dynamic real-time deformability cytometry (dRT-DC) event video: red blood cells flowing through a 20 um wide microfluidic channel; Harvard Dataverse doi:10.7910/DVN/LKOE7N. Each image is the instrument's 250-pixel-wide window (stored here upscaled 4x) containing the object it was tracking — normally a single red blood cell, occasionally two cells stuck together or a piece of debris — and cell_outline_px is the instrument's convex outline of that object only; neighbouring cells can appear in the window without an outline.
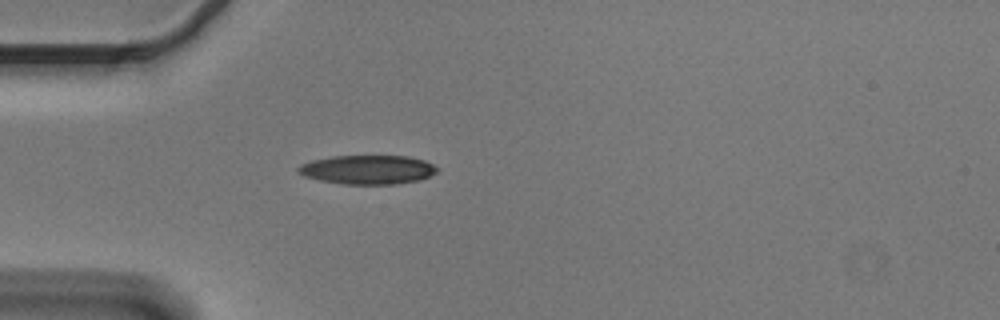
{"species": "Egyptian fruit bat (a non-hibernating species)", "species_latin": "Rousettus aegyptiacus", "temperature_condition": "cold", "stored_images_in_passage": 42, "camera_frame_rate_fps": 3000, "um_per_image_px": 0.085, "animal": {"sex": "male"}, "frame": {"image": 1, "passage_image": 3, "time_ms": 0.667, "image_size_px": [1000, 320], "cell_outline_px": [[440, 168], [436, 172], [420, 180], [396, 184], [344, 184], [320, 180], [304, 176], [296, 168], [300, 164], [312, 160], [332, 156], [408, 156], [424, 160]], "centroid_in_image_um": [31.26, 14.41], "position_along_channel_um": 53.7, "area_um2": 23.47}}
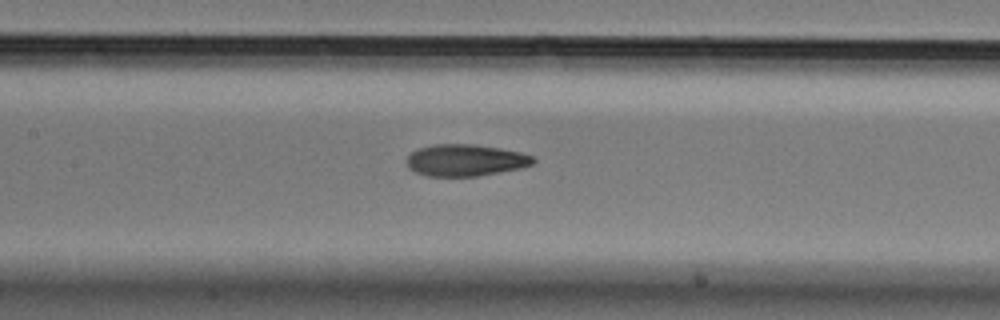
{"frame": {"image": 2, "passage_image": 13, "time_ms": 4.0, "image_size_px": [1000, 320], "cell_outline_px": [[536, 160], [532, 164], [520, 168], [480, 176], [428, 176], [416, 172], [408, 168], [404, 160], [412, 152], [420, 148], [432, 144], [476, 144], [500, 148], [520, 152], [536, 156]], "centroid_in_image_um": [39.57, 13.61], "position_along_channel_um": 167.8, "area_um2": 23.64}}
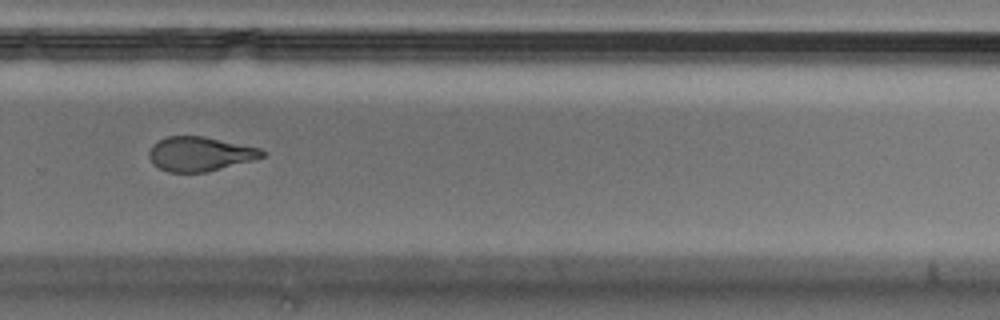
{"frame": {"image": 3, "passage_image": 25, "time_ms": 8.0, "image_size_px": [1000, 320], "cell_outline_px": [[268, 152], [264, 156], [252, 160], [204, 172], [168, 172], [152, 164], [148, 156], [148, 152], [152, 144], [168, 136], [204, 136], [260, 148]], "centroid_in_image_um": [16.97, 13.07], "position_along_channel_um": 312.8, "area_um2": 22.54}, "authors_computed_cell_mechanics": {"area_um2": 24.0448, "velocity_mm_per_s": 3.6377, "shape_relaxation_time_tau1_ms": 5.2698, "shape_relaxation_time_tau2_ms": 3.1982, "deformation_change_tau1": 0.155, "deformation_change_tau2": 0.1147}}